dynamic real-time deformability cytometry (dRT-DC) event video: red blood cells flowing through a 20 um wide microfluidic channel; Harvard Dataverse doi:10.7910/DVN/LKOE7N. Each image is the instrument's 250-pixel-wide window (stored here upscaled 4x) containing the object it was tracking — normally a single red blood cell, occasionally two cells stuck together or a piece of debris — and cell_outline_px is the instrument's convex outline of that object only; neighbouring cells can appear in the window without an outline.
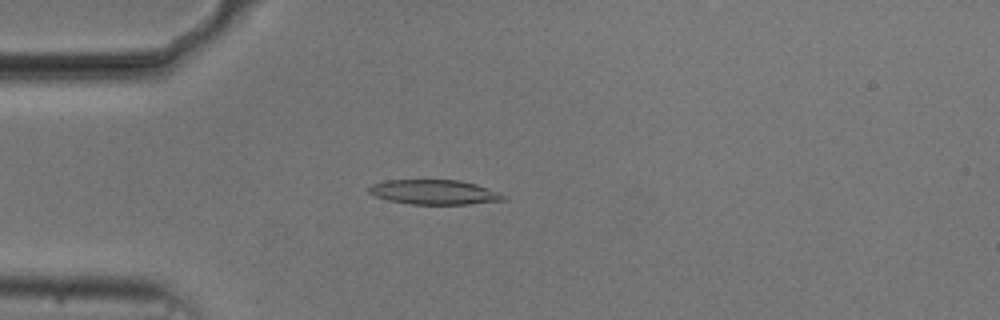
{"species": "common noctule bat (a hibernating species)", "species_latin": "Nyctalus noctula", "temperature_condition": "cold", "stored_images_in_passage": 14, "camera_frame_rate_fps": 3000, "um_per_image_px": 0.085, "animal": {"sex": "male", "body_mass_g": 20.5, "forearm_length_mm": 52.5}, "frame": {"image": 1, "passage_image": 10, "time_ms": 3.0, "image_size_px": [1000, 320], "cell_outline_px": [[504, 200], [468, 204], [408, 204], [388, 200], [376, 196], [368, 192], [368, 188], [372, 184], [384, 180], [460, 180], [476, 184], [504, 196]], "centroid_in_image_um": [36.83, 16.33], "position_along_channel_um": 48.2, "area_um2": 19.07}}